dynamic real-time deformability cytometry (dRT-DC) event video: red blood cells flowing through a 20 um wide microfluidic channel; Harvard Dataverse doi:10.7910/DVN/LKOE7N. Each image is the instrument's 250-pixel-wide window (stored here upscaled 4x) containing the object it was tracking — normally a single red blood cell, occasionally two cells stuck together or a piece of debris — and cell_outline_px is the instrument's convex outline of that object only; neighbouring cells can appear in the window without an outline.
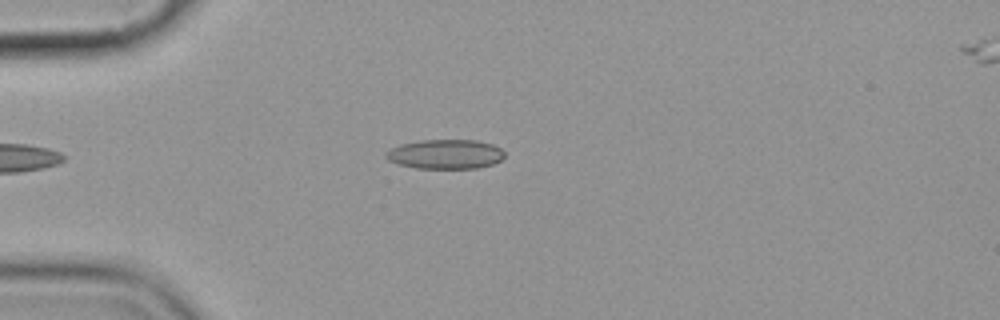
{"species": "common noctule bat (a hibernating species)", "species_latin": "Nyctalus noctula", "temperature_condition": "cold", "stored_images_in_passage": 3, "camera_frame_rate_fps": 3000, "um_per_image_px": 0.085, "animal": {"sex": "female", "body_mass_g": 19.9}, "frame": {"image": 1, "passage_image": 2, "time_ms": 1.0, "image_size_px": [1000, 320], "cell_outline_px": [[504, 156], [500, 160], [492, 164], [476, 168], [416, 168], [396, 164], [388, 160], [384, 156], [384, 152], [400, 144], [420, 140], [476, 140], [492, 144], [500, 148], [504, 152]], "centroid_in_image_um": [37.81, 13.1], "position_along_channel_um": 47.2, "area_um2": 20.4}}